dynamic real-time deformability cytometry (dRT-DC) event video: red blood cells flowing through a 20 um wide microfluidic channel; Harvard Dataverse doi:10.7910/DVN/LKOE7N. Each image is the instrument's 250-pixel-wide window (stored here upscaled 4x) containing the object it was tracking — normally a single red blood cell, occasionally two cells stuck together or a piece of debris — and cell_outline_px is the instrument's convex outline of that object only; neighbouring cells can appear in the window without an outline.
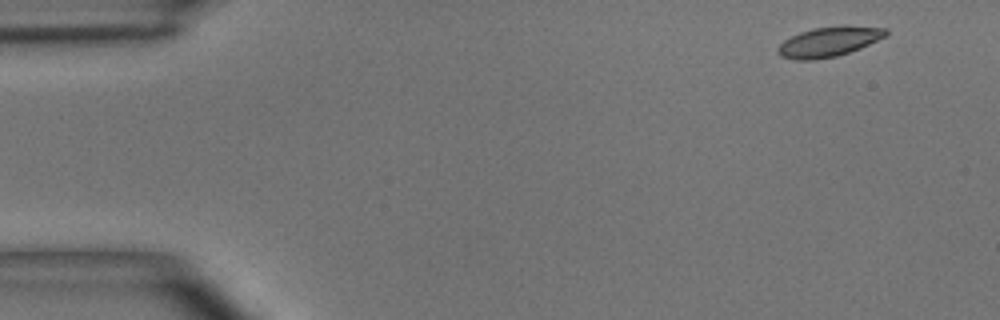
{"species": "common noctule bat (a hibernating species)", "species_latin": "Nyctalus noctula", "temperature_condition": "room temperature", "stored_images_in_passage": 49, "camera_frame_rate_fps": 3000, "um_per_image_px": 0.085, "animal": {"sex": "male", "body_mass_g": 15.6}, "frame": {"image": 1, "passage_image": 2, "time_ms": 0.333, "image_size_px": [1000, 320], "cell_outline_px": [[888, 36], [860, 48], [836, 56], [812, 60], [796, 60], [780, 56], [776, 52], [776, 48], [784, 40], [800, 32], [812, 28], [844, 24], [888, 28]], "centroid_in_image_um": [70.49, 3.52], "position_along_channel_um": 14.5, "area_um2": 19.19}}
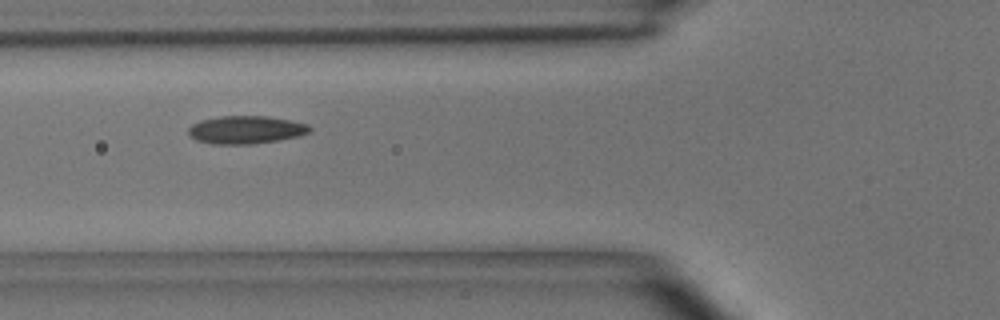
{"frame": {"image": 2, "passage_image": 17, "time_ms": 5.333, "image_size_px": [1000, 320], "cell_outline_px": [[312, 132], [300, 136], [280, 140], [252, 144], [216, 144], [196, 140], [188, 136], [188, 128], [192, 124], [200, 120], [220, 116], [268, 116], [292, 120], [308, 124], [312, 128]], "centroid_in_image_um": [20.93, 11.03], "position_along_channel_um": 104.9, "area_um2": 20.06}}
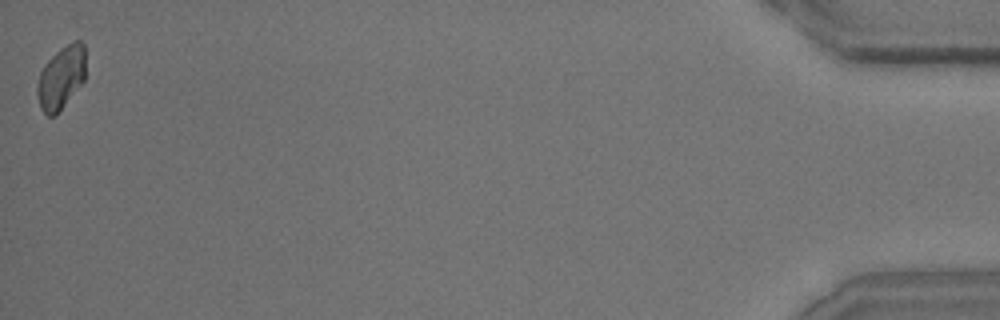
{"frame": {"image": 3, "passage_image": 49, "time_ms": 16.0, "image_size_px": [1000, 320], "cell_outline_px": [[84, 80], [56, 116], [48, 116], [40, 108], [36, 92], [36, 88], [40, 72], [44, 64], [60, 48], [76, 40], [80, 40], [84, 44]], "centroid_in_image_um": [5.17, 6.61], "position_along_channel_um": 430.0, "area_um2": 17.69}, "authors_computed_cell_mechanics": {"area_um2": 18.8428, "velocity_mm_per_s": 3.9056, "shape_relaxation_time_tau1_ms": 3.8624, "shape_relaxation_time_tau2_ms": 1.6611, "deformation_change_tau1": 0.0924, "deformation_change_tau2": 0.055}}